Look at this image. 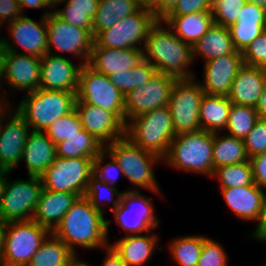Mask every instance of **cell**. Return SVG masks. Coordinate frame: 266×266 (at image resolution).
<instances>
[{"mask_svg":"<svg viewBox=\"0 0 266 266\" xmlns=\"http://www.w3.org/2000/svg\"><path fill=\"white\" fill-rule=\"evenodd\" d=\"M78 197L74 193L44 188L32 220L52 233Z\"/></svg>","mask_w":266,"mask_h":266,"instance_id":"27","label":"cell"},{"mask_svg":"<svg viewBox=\"0 0 266 266\" xmlns=\"http://www.w3.org/2000/svg\"><path fill=\"white\" fill-rule=\"evenodd\" d=\"M212 178L220 181V189L255 184L250 160L229 166L218 167L214 170Z\"/></svg>","mask_w":266,"mask_h":266,"instance_id":"38","label":"cell"},{"mask_svg":"<svg viewBox=\"0 0 266 266\" xmlns=\"http://www.w3.org/2000/svg\"><path fill=\"white\" fill-rule=\"evenodd\" d=\"M175 136L168 106L138 115L126 124V137L136 146L157 155L162 160L167 156L170 143Z\"/></svg>","mask_w":266,"mask_h":266,"instance_id":"6","label":"cell"},{"mask_svg":"<svg viewBox=\"0 0 266 266\" xmlns=\"http://www.w3.org/2000/svg\"><path fill=\"white\" fill-rule=\"evenodd\" d=\"M69 266H93L86 261L79 260L78 255L70 262Z\"/></svg>","mask_w":266,"mask_h":266,"instance_id":"63","label":"cell"},{"mask_svg":"<svg viewBox=\"0 0 266 266\" xmlns=\"http://www.w3.org/2000/svg\"><path fill=\"white\" fill-rule=\"evenodd\" d=\"M21 10L23 14H25V9L26 8H31V9H47L51 8L49 0H19Z\"/></svg>","mask_w":266,"mask_h":266,"instance_id":"57","label":"cell"},{"mask_svg":"<svg viewBox=\"0 0 266 266\" xmlns=\"http://www.w3.org/2000/svg\"><path fill=\"white\" fill-rule=\"evenodd\" d=\"M157 73L151 63L145 59L129 69V92L145 84Z\"/></svg>","mask_w":266,"mask_h":266,"instance_id":"46","label":"cell"},{"mask_svg":"<svg viewBox=\"0 0 266 266\" xmlns=\"http://www.w3.org/2000/svg\"><path fill=\"white\" fill-rule=\"evenodd\" d=\"M244 139L236 138L226 133L214 132L213 166H229L249 161Z\"/></svg>","mask_w":266,"mask_h":266,"instance_id":"32","label":"cell"},{"mask_svg":"<svg viewBox=\"0 0 266 266\" xmlns=\"http://www.w3.org/2000/svg\"><path fill=\"white\" fill-rule=\"evenodd\" d=\"M93 174L92 158H62L55 161L40 176L43 188L84 196L90 176Z\"/></svg>","mask_w":266,"mask_h":266,"instance_id":"11","label":"cell"},{"mask_svg":"<svg viewBox=\"0 0 266 266\" xmlns=\"http://www.w3.org/2000/svg\"><path fill=\"white\" fill-rule=\"evenodd\" d=\"M2 81L5 82V64H4V56H3V51L2 49L0 48V89L2 88L1 84H2ZM1 94H0V97H4V98H7V94H5V92H3V90H1Z\"/></svg>","mask_w":266,"mask_h":266,"instance_id":"62","label":"cell"},{"mask_svg":"<svg viewBox=\"0 0 266 266\" xmlns=\"http://www.w3.org/2000/svg\"><path fill=\"white\" fill-rule=\"evenodd\" d=\"M124 96L109 76L96 71L88 63L82 66L76 101L110 111L125 124Z\"/></svg>","mask_w":266,"mask_h":266,"instance_id":"8","label":"cell"},{"mask_svg":"<svg viewBox=\"0 0 266 266\" xmlns=\"http://www.w3.org/2000/svg\"><path fill=\"white\" fill-rule=\"evenodd\" d=\"M193 60L199 55L204 62L225 54L242 53L234 47L228 27L213 24L205 35L192 47Z\"/></svg>","mask_w":266,"mask_h":266,"instance_id":"29","label":"cell"},{"mask_svg":"<svg viewBox=\"0 0 266 266\" xmlns=\"http://www.w3.org/2000/svg\"><path fill=\"white\" fill-rule=\"evenodd\" d=\"M158 20L150 29L143 49L144 59L157 72L177 80L195 78L192 46L183 42L168 26Z\"/></svg>","mask_w":266,"mask_h":266,"instance_id":"2","label":"cell"},{"mask_svg":"<svg viewBox=\"0 0 266 266\" xmlns=\"http://www.w3.org/2000/svg\"><path fill=\"white\" fill-rule=\"evenodd\" d=\"M109 160L108 162L106 160ZM106 161V163H104ZM93 174L104 183L117 188L116 181L123 176L121 167L113 155L104 148L93 160Z\"/></svg>","mask_w":266,"mask_h":266,"instance_id":"40","label":"cell"},{"mask_svg":"<svg viewBox=\"0 0 266 266\" xmlns=\"http://www.w3.org/2000/svg\"><path fill=\"white\" fill-rule=\"evenodd\" d=\"M265 81V68L243 64L233 80L228 98L234 104L256 108Z\"/></svg>","mask_w":266,"mask_h":266,"instance_id":"22","label":"cell"},{"mask_svg":"<svg viewBox=\"0 0 266 266\" xmlns=\"http://www.w3.org/2000/svg\"><path fill=\"white\" fill-rule=\"evenodd\" d=\"M178 0H156L150 7L158 20H163L176 6Z\"/></svg>","mask_w":266,"mask_h":266,"instance_id":"53","label":"cell"},{"mask_svg":"<svg viewBox=\"0 0 266 266\" xmlns=\"http://www.w3.org/2000/svg\"><path fill=\"white\" fill-rule=\"evenodd\" d=\"M140 7L141 4L137 0H99L93 19V38L126 16L135 13Z\"/></svg>","mask_w":266,"mask_h":266,"instance_id":"31","label":"cell"},{"mask_svg":"<svg viewBox=\"0 0 266 266\" xmlns=\"http://www.w3.org/2000/svg\"><path fill=\"white\" fill-rule=\"evenodd\" d=\"M157 235L150 234V232L140 235H125L109 245L127 266H145L155 253L156 248L159 251L164 250L157 244L159 242Z\"/></svg>","mask_w":266,"mask_h":266,"instance_id":"26","label":"cell"},{"mask_svg":"<svg viewBox=\"0 0 266 266\" xmlns=\"http://www.w3.org/2000/svg\"><path fill=\"white\" fill-rule=\"evenodd\" d=\"M249 158L266 152V119L259 118L253 129L244 139Z\"/></svg>","mask_w":266,"mask_h":266,"instance_id":"44","label":"cell"},{"mask_svg":"<svg viewBox=\"0 0 266 266\" xmlns=\"http://www.w3.org/2000/svg\"><path fill=\"white\" fill-rule=\"evenodd\" d=\"M7 226H8V222H6L0 218V266H1V261H2V257H3V250H4Z\"/></svg>","mask_w":266,"mask_h":266,"instance_id":"60","label":"cell"},{"mask_svg":"<svg viewBox=\"0 0 266 266\" xmlns=\"http://www.w3.org/2000/svg\"><path fill=\"white\" fill-rule=\"evenodd\" d=\"M76 256L61 239L50 233L27 266H69Z\"/></svg>","mask_w":266,"mask_h":266,"instance_id":"33","label":"cell"},{"mask_svg":"<svg viewBox=\"0 0 266 266\" xmlns=\"http://www.w3.org/2000/svg\"><path fill=\"white\" fill-rule=\"evenodd\" d=\"M219 190L236 217L247 222H258L266 191L256 184Z\"/></svg>","mask_w":266,"mask_h":266,"instance_id":"23","label":"cell"},{"mask_svg":"<svg viewBox=\"0 0 266 266\" xmlns=\"http://www.w3.org/2000/svg\"><path fill=\"white\" fill-rule=\"evenodd\" d=\"M228 253L219 242L203 235L202 252L197 266H228Z\"/></svg>","mask_w":266,"mask_h":266,"instance_id":"43","label":"cell"},{"mask_svg":"<svg viewBox=\"0 0 266 266\" xmlns=\"http://www.w3.org/2000/svg\"><path fill=\"white\" fill-rule=\"evenodd\" d=\"M82 66L68 57L47 53L41 57L40 88L77 93Z\"/></svg>","mask_w":266,"mask_h":266,"instance_id":"18","label":"cell"},{"mask_svg":"<svg viewBox=\"0 0 266 266\" xmlns=\"http://www.w3.org/2000/svg\"><path fill=\"white\" fill-rule=\"evenodd\" d=\"M83 129L81 121L78 117L75 109L59 117L55 122H53L44 133L55 143L58 144L63 140H67V137L78 134Z\"/></svg>","mask_w":266,"mask_h":266,"instance_id":"39","label":"cell"},{"mask_svg":"<svg viewBox=\"0 0 266 266\" xmlns=\"http://www.w3.org/2000/svg\"><path fill=\"white\" fill-rule=\"evenodd\" d=\"M60 4H65L62 9H57L56 7ZM99 0H66L58 3L52 10H79V11H89V15L94 19L96 11L98 9Z\"/></svg>","mask_w":266,"mask_h":266,"instance_id":"52","label":"cell"},{"mask_svg":"<svg viewBox=\"0 0 266 266\" xmlns=\"http://www.w3.org/2000/svg\"><path fill=\"white\" fill-rule=\"evenodd\" d=\"M104 250L106 252V256L100 266H127L110 245Z\"/></svg>","mask_w":266,"mask_h":266,"instance_id":"56","label":"cell"},{"mask_svg":"<svg viewBox=\"0 0 266 266\" xmlns=\"http://www.w3.org/2000/svg\"><path fill=\"white\" fill-rule=\"evenodd\" d=\"M111 221L112 219L106 220L104 215L91 205L88 198L81 196L73 203L52 233L76 255L77 246L90 250H104L110 244L108 229Z\"/></svg>","mask_w":266,"mask_h":266,"instance_id":"1","label":"cell"},{"mask_svg":"<svg viewBox=\"0 0 266 266\" xmlns=\"http://www.w3.org/2000/svg\"><path fill=\"white\" fill-rule=\"evenodd\" d=\"M63 1H66V0H49L50 2V6L52 7V9L58 4V3H61Z\"/></svg>","mask_w":266,"mask_h":266,"instance_id":"66","label":"cell"},{"mask_svg":"<svg viewBox=\"0 0 266 266\" xmlns=\"http://www.w3.org/2000/svg\"><path fill=\"white\" fill-rule=\"evenodd\" d=\"M109 77L112 84L124 95L129 92V70L114 73Z\"/></svg>","mask_w":266,"mask_h":266,"instance_id":"55","label":"cell"},{"mask_svg":"<svg viewBox=\"0 0 266 266\" xmlns=\"http://www.w3.org/2000/svg\"><path fill=\"white\" fill-rule=\"evenodd\" d=\"M48 53H71L81 64L89 62L94 43L92 33L58 17L53 11L46 17ZM57 50V53L54 50Z\"/></svg>","mask_w":266,"mask_h":266,"instance_id":"13","label":"cell"},{"mask_svg":"<svg viewBox=\"0 0 266 266\" xmlns=\"http://www.w3.org/2000/svg\"><path fill=\"white\" fill-rule=\"evenodd\" d=\"M264 31L266 32V9H265V18H264Z\"/></svg>","mask_w":266,"mask_h":266,"instance_id":"67","label":"cell"},{"mask_svg":"<svg viewBox=\"0 0 266 266\" xmlns=\"http://www.w3.org/2000/svg\"><path fill=\"white\" fill-rule=\"evenodd\" d=\"M232 102L228 96L204 94L199 112L201 130L222 132L226 129Z\"/></svg>","mask_w":266,"mask_h":266,"instance_id":"30","label":"cell"},{"mask_svg":"<svg viewBox=\"0 0 266 266\" xmlns=\"http://www.w3.org/2000/svg\"><path fill=\"white\" fill-rule=\"evenodd\" d=\"M10 98H4V97H0V128H1V124H2V120L3 118L13 110V107L11 108V104H10ZM12 109V110H11Z\"/></svg>","mask_w":266,"mask_h":266,"instance_id":"58","label":"cell"},{"mask_svg":"<svg viewBox=\"0 0 266 266\" xmlns=\"http://www.w3.org/2000/svg\"><path fill=\"white\" fill-rule=\"evenodd\" d=\"M246 3L247 0H212L211 12L214 23L224 27L234 24Z\"/></svg>","mask_w":266,"mask_h":266,"instance_id":"41","label":"cell"},{"mask_svg":"<svg viewBox=\"0 0 266 266\" xmlns=\"http://www.w3.org/2000/svg\"><path fill=\"white\" fill-rule=\"evenodd\" d=\"M162 22L163 24H167L183 42L192 47L214 24L213 13L211 11H202L187 15H167Z\"/></svg>","mask_w":266,"mask_h":266,"instance_id":"28","label":"cell"},{"mask_svg":"<svg viewBox=\"0 0 266 266\" xmlns=\"http://www.w3.org/2000/svg\"><path fill=\"white\" fill-rule=\"evenodd\" d=\"M12 171L0 168V200L1 196L5 192L8 175H11Z\"/></svg>","mask_w":266,"mask_h":266,"instance_id":"61","label":"cell"},{"mask_svg":"<svg viewBox=\"0 0 266 266\" xmlns=\"http://www.w3.org/2000/svg\"><path fill=\"white\" fill-rule=\"evenodd\" d=\"M256 110L258 112L259 118L266 119V81L264 84L263 93L260 96V100L256 107Z\"/></svg>","mask_w":266,"mask_h":266,"instance_id":"59","label":"cell"},{"mask_svg":"<svg viewBox=\"0 0 266 266\" xmlns=\"http://www.w3.org/2000/svg\"><path fill=\"white\" fill-rule=\"evenodd\" d=\"M258 119L256 108L232 103L224 132L236 138L245 139Z\"/></svg>","mask_w":266,"mask_h":266,"instance_id":"37","label":"cell"},{"mask_svg":"<svg viewBox=\"0 0 266 266\" xmlns=\"http://www.w3.org/2000/svg\"><path fill=\"white\" fill-rule=\"evenodd\" d=\"M3 51L5 83L14 90L31 93L40 88L41 58L23 52Z\"/></svg>","mask_w":266,"mask_h":266,"instance_id":"20","label":"cell"},{"mask_svg":"<svg viewBox=\"0 0 266 266\" xmlns=\"http://www.w3.org/2000/svg\"><path fill=\"white\" fill-rule=\"evenodd\" d=\"M144 59L143 49H112L93 43L88 64L96 71L110 76L129 70Z\"/></svg>","mask_w":266,"mask_h":266,"instance_id":"24","label":"cell"},{"mask_svg":"<svg viewBox=\"0 0 266 266\" xmlns=\"http://www.w3.org/2000/svg\"><path fill=\"white\" fill-rule=\"evenodd\" d=\"M251 237H254L257 242H266V192L263 199L261 215Z\"/></svg>","mask_w":266,"mask_h":266,"instance_id":"54","label":"cell"},{"mask_svg":"<svg viewBox=\"0 0 266 266\" xmlns=\"http://www.w3.org/2000/svg\"><path fill=\"white\" fill-rule=\"evenodd\" d=\"M50 233L33 220L8 222L1 266H27Z\"/></svg>","mask_w":266,"mask_h":266,"instance_id":"9","label":"cell"},{"mask_svg":"<svg viewBox=\"0 0 266 266\" xmlns=\"http://www.w3.org/2000/svg\"><path fill=\"white\" fill-rule=\"evenodd\" d=\"M177 79L157 72L148 82L124 96L125 125L134 117L168 106Z\"/></svg>","mask_w":266,"mask_h":266,"instance_id":"16","label":"cell"},{"mask_svg":"<svg viewBox=\"0 0 266 266\" xmlns=\"http://www.w3.org/2000/svg\"><path fill=\"white\" fill-rule=\"evenodd\" d=\"M23 15L19 0H0V24H9ZM5 22V23H4Z\"/></svg>","mask_w":266,"mask_h":266,"instance_id":"50","label":"cell"},{"mask_svg":"<svg viewBox=\"0 0 266 266\" xmlns=\"http://www.w3.org/2000/svg\"><path fill=\"white\" fill-rule=\"evenodd\" d=\"M228 29L235 49L243 52L256 37L264 32V24L234 23Z\"/></svg>","mask_w":266,"mask_h":266,"instance_id":"42","label":"cell"},{"mask_svg":"<svg viewBox=\"0 0 266 266\" xmlns=\"http://www.w3.org/2000/svg\"><path fill=\"white\" fill-rule=\"evenodd\" d=\"M213 145V132L199 130L178 134L171 141L168 154L163 161L174 169L212 178Z\"/></svg>","mask_w":266,"mask_h":266,"instance_id":"3","label":"cell"},{"mask_svg":"<svg viewBox=\"0 0 266 266\" xmlns=\"http://www.w3.org/2000/svg\"><path fill=\"white\" fill-rule=\"evenodd\" d=\"M141 6L151 7L156 0H137Z\"/></svg>","mask_w":266,"mask_h":266,"instance_id":"65","label":"cell"},{"mask_svg":"<svg viewBox=\"0 0 266 266\" xmlns=\"http://www.w3.org/2000/svg\"><path fill=\"white\" fill-rule=\"evenodd\" d=\"M40 176L11 181L8 177L5 192L0 200V218L6 222L32 220L43 191Z\"/></svg>","mask_w":266,"mask_h":266,"instance_id":"10","label":"cell"},{"mask_svg":"<svg viewBox=\"0 0 266 266\" xmlns=\"http://www.w3.org/2000/svg\"><path fill=\"white\" fill-rule=\"evenodd\" d=\"M58 17L74 26L87 29L93 35V18L89 11L79 10H52Z\"/></svg>","mask_w":266,"mask_h":266,"instance_id":"47","label":"cell"},{"mask_svg":"<svg viewBox=\"0 0 266 266\" xmlns=\"http://www.w3.org/2000/svg\"><path fill=\"white\" fill-rule=\"evenodd\" d=\"M122 193L123 192H119L118 188L104 183L102 180L92 174L88 181L84 196L88 198L91 205L95 209L99 210L103 215H105L106 213L104 209L107 208L106 205H109V209L111 211L115 210L119 206Z\"/></svg>","mask_w":266,"mask_h":266,"instance_id":"36","label":"cell"},{"mask_svg":"<svg viewBox=\"0 0 266 266\" xmlns=\"http://www.w3.org/2000/svg\"><path fill=\"white\" fill-rule=\"evenodd\" d=\"M119 206L112 211L116 224L126 236L151 232L159 226L151 198L141 191L123 190Z\"/></svg>","mask_w":266,"mask_h":266,"instance_id":"14","label":"cell"},{"mask_svg":"<svg viewBox=\"0 0 266 266\" xmlns=\"http://www.w3.org/2000/svg\"><path fill=\"white\" fill-rule=\"evenodd\" d=\"M51 12V9L45 10L39 22L23 14L7 24L9 38L0 37V48L19 53L21 47L24 54L44 57L48 53L46 17Z\"/></svg>","mask_w":266,"mask_h":266,"instance_id":"15","label":"cell"},{"mask_svg":"<svg viewBox=\"0 0 266 266\" xmlns=\"http://www.w3.org/2000/svg\"><path fill=\"white\" fill-rule=\"evenodd\" d=\"M105 148L117 160L123 177L136 186L131 191H139V187L157 196H164L161 195L162 191L153 170L155 164L163 161L160 157L136 146L126 136L111 142Z\"/></svg>","mask_w":266,"mask_h":266,"instance_id":"4","label":"cell"},{"mask_svg":"<svg viewBox=\"0 0 266 266\" xmlns=\"http://www.w3.org/2000/svg\"><path fill=\"white\" fill-rule=\"evenodd\" d=\"M265 9L258 7L250 2H247L241 8L237 22L235 23H255L264 24Z\"/></svg>","mask_w":266,"mask_h":266,"instance_id":"49","label":"cell"},{"mask_svg":"<svg viewBox=\"0 0 266 266\" xmlns=\"http://www.w3.org/2000/svg\"><path fill=\"white\" fill-rule=\"evenodd\" d=\"M105 147L84 128L78 134L67 137L56 144L57 157L92 158L93 160Z\"/></svg>","mask_w":266,"mask_h":266,"instance_id":"34","label":"cell"},{"mask_svg":"<svg viewBox=\"0 0 266 266\" xmlns=\"http://www.w3.org/2000/svg\"><path fill=\"white\" fill-rule=\"evenodd\" d=\"M157 21L150 7L141 6L135 13L101 31L94 42L99 47L112 49H144L148 33Z\"/></svg>","mask_w":266,"mask_h":266,"instance_id":"7","label":"cell"},{"mask_svg":"<svg viewBox=\"0 0 266 266\" xmlns=\"http://www.w3.org/2000/svg\"><path fill=\"white\" fill-rule=\"evenodd\" d=\"M242 53H231L203 62V81L197 82L207 95L228 96L239 68L243 65Z\"/></svg>","mask_w":266,"mask_h":266,"instance_id":"21","label":"cell"},{"mask_svg":"<svg viewBox=\"0 0 266 266\" xmlns=\"http://www.w3.org/2000/svg\"><path fill=\"white\" fill-rule=\"evenodd\" d=\"M169 252L179 266H197L202 252L203 235H186L169 242Z\"/></svg>","mask_w":266,"mask_h":266,"instance_id":"35","label":"cell"},{"mask_svg":"<svg viewBox=\"0 0 266 266\" xmlns=\"http://www.w3.org/2000/svg\"><path fill=\"white\" fill-rule=\"evenodd\" d=\"M247 2L257 5L258 7H261L263 9H266V0H247Z\"/></svg>","mask_w":266,"mask_h":266,"instance_id":"64","label":"cell"},{"mask_svg":"<svg viewBox=\"0 0 266 266\" xmlns=\"http://www.w3.org/2000/svg\"><path fill=\"white\" fill-rule=\"evenodd\" d=\"M56 157V144L44 132L31 130L21 158L26 163L27 175L41 176Z\"/></svg>","mask_w":266,"mask_h":266,"instance_id":"25","label":"cell"},{"mask_svg":"<svg viewBox=\"0 0 266 266\" xmlns=\"http://www.w3.org/2000/svg\"><path fill=\"white\" fill-rule=\"evenodd\" d=\"M75 111L83 128L104 147L126 136V125L112 112L76 101Z\"/></svg>","mask_w":266,"mask_h":266,"instance_id":"17","label":"cell"},{"mask_svg":"<svg viewBox=\"0 0 266 266\" xmlns=\"http://www.w3.org/2000/svg\"><path fill=\"white\" fill-rule=\"evenodd\" d=\"M254 183L266 190V152L250 159Z\"/></svg>","mask_w":266,"mask_h":266,"instance_id":"51","label":"cell"},{"mask_svg":"<svg viewBox=\"0 0 266 266\" xmlns=\"http://www.w3.org/2000/svg\"><path fill=\"white\" fill-rule=\"evenodd\" d=\"M76 93L37 89L27 93L15 111L32 131L44 132L59 117L75 109Z\"/></svg>","mask_w":266,"mask_h":266,"instance_id":"5","label":"cell"},{"mask_svg":"<svg viewBox=\"0 0 266 266\" xmlns=\"http://www.w3.org/2000/svg\"><path fill=\"white\" fill-rule=\"evenodd\" d=\"M212 0H178L168 15H187L190 13L211 11Z\"/></svg>","mask_w":266,"mask_h":266,"instance_id":"48","label":"cell"},{"mask_svg":"<svg viewBox=\"0 0 266 266\" xmlns=\"http://www.w3.org/2000/svg\"><path fill=\"white\" fill-rule=\"evenodd\" d=\"M243 63L266 69V32L256 37L242 52Z\"/></svg>","mask_w":266,"mask_h":266,"instance_id":"45","label":"cell"},{"mask_svg":"<svg viewBox=\"0 0 266 266\" xmlns=\"http://www.w3.org/2000/svg\"><path fill=\"white\" fill-rule=\"evenodd\" d=\"M204 94L196 77L175 82L168 107L176 135L201 130L199 112Z\"/></svg>","mask_w":266,"mask_h":266,"instance_id":"12","label":"cell"},{"mask_svg":"<svg viewBox=\"0 0 266 266\" xmlns=\"http://www.w3.org/2000/svg\"><path fill=\"white\" fill-rule=\"evenodd\" d=\"M30 132L29 125L15 110L3 118L0 128V168L9 171L17 168Z\"/></svg>","mask_w":266,"mask_h":266,"instance_id":"19","label":"cell"}]
</instances>
